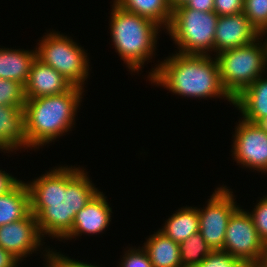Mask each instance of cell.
I'll return each mask as SVG.
<instances>
[{"mask_svg":"<svg viewBox=\"0 0 267 267\" xmlns=\"http://www.w3.org/2000/svg\"><path fill=\"white\" fill-rule=\"evenodd\" d=\"M55 168L26 184L30 193V212L37 219L41 236L61 241L72 229L76 213L99 190L85 169L72 165Z\"/></svg>","mask_w":267,"mask_h":267,"instance_id":"cell-1","label":"cell"},{"mask_svg":"<svg viewBox=\"0 0 267 267\" xmlns=\"http://www.w3.org/2000/svg\"><path fill=\"white\" fill-rule=\"evenodd\" d=\"M157 65L149 72V81L167 88L173 94L200 100L223 98L233 104V99L221 84L216 57L176 52Z\"/></svg>","mask_w":267,"mask_h":267,"instance_id":"cell-2","label":"cell"},{"mask_svg":"<svg viewBox=\"0 0 267 267\" xmlns=\"http://www.w3.org/2000/svg\"><path fill=\"white\" fill-rule=\"evenodd\" d=\"M83 92V88L72 86L63 94L26 100L24 113L28 148L39 149L72 130Z\"/></svg>","mask_w":267,"mask_h":267,"instance_id":"cell-3","label":"cell"},{"mask_svg":"<svg viewBox=\"0 0 267 267\" xmlns=\"http://www.w3.org/2000/svg\"><path fill=\"white\" fill-rule=\"evenodd\" d=\"M112 4L111 40L126 67L138 73L144 62L152 59L162 27L148 18L123 10L114 2Z\"/></svg>","mask_w":267,"mask_h":267,"instance_id":"cell-4","label":"cell"},{"mask_svg":"<svg viewBox=\"0 0 267 267\" xmlns=\"http://www.w3.org/2000/svg\"><path fill=\"white\" fill-rule=\"evenodd\" d=\"M263 36L266 37L261 35L248 45L226 50L215 56L221 84L232 99L264 76L267 69V37L264 39Z\"/></svg>","mask_w":267,"mask_h":267,"instance_id":"cell-5","label":"cell"},{"mask_svg":"<svg viewBox=\"0 0 267 267\" xmlns=\"http://www.w3.org/2000/svg\"><path fill=\"white\" fill-rule=\"evenodd\" d=\"M219 16L184 5L172 10V19L166 32L173 39L177 53L186 55H210L214 51V35ZM209 52V53H208Z\"/></svg>","mask_w":267,"mask_h":267,"instance_id":"cell-6","label":"cell"},{"mask_svg":"<svg viewBox=\"0 0 267 267\" xmlns=\"http://www.w3.org/2000/svg\"><path fill=\"white\" fill-rule=\"evenodd\" d=\"M37 44V59L54 68L73 86L84 88L90 63L84 47L58 31H50Z\"/></svg>","mask_w":267,"mask_h":267,"instance_id":"cell-7","label":"cell"},{"mask_svg":"<svg viewBox=\"0 0 267 267\" xmlns=\"http://www.w3.org/2000/svg\"><path fill=\"white\" fill-rule=\"evenodd\" d=\"M249 267L267 258V246L260 239L248 211L239 207L230 217L223 250Z\"/></svg>","mask_w":267,"mask_h":267,"instance_id":"cell-8","label":"cell"},{"mask_svg":"<svg viewBox=\"0 0 267 267\" xmlns=\"http://www.w3.org/2000/svg\"><path fill=\"white\" fill-rule=\"evenodd\" d=\"M234 198L233 191L221 186L214 190L204 209L197 207L199 232L213 251L223 250L229 219L239 208Z\"/></svg>","mask_w":267,"mask_h":267,"instance_id":"cell-9","label":"cell"},{"mask_svg":"<svg viewBox=\"0 0 267 267\" xmlns=\"http://www.w3.org/2000/svg\"><path fill=\"white\" fill-rule=\"evenodd\" d=\"M231 146L233 159L249 170L267 172V124H254L240 118Z\"/></svg>","mask_w":267,"mask_h":267,"instance_id":"cell-10","label":"cell"},{"mask_svg":"<svg viewBox=\"0 0 267 267\" xmlns=\"http://www.w3.org/2000/svg\"><path fill=\"white\" fill-rule=\"evenodd\" d=\"M36 217L29 212L23 219L0 227V247L22 262L44 244Z\"/></svg>","mask_w":267,"mask_h":267,"instance_id":"cell-11","label":"cell"},{"mask_svg":"<svg viewBox=\"0 0 267 267\" xmlns=\"http://www.w3.org/2000/svg\"><path fill=\"white\" fill-rule=\"evenodd\" d=\"M261 34L242 12L218 18L214 35L215 56L226 50L248 45Z\"/></svg>","mask_w":267,"mask_h":267,"instance_id":"cell-12","label":"cell"},{"mask_svg":"<svg viewBox=\"0 0 267 267\" xmlns=\"http://www.w3.org/2000/svg\"><path fill=\"white\" fill-rule=\"evenodd\" d=\"M103 192L98 191L75 215L72 229L62 238L69 240L84 234H98L109 226L111 222L112 208L106 200Z\"/></svg>","mask_w":267,"mask_h":267,"instance_id":"cell-13","label":"cell"},{"mask_svg":"<svg viewBox=\"0 0 267 267\" xmlns=\"http://www.w3.org/2000/svg\"><path fill=\"white\" fill-rule=\"evenodd\" d=\"M73 85L51 66L35 59L25 84L26 99L59 95Z\"/></svg>","mask_w":267,"mask_h":267,"instance_id":"cell-14","label":"cell"},{"mask_svg":"<svg viewBox=\"0 0 267 267\" xmlns=\"http://www.w3.org/2000/svg\"><path fill=\"white\" fill-rule=\"evenodd\" d=\"M242 119L254 124H267V78L259 77L233 99Z\"/></svg>","mask_w":267,"mask_h":267,"instance_id":"cell-15","label":"cell"},{"mask_svg":"<svg viewBox=\"0 0 267 267\" xmlns=\"http://www.w3.org/2000/svg\"><path fill=\"white\" fill-rule=\"evenodd\" d=\"M23 147L28 149L24 107L0 105V151L16 152Z\"/></svg>","mask_w":267,"mask_h":267,"instance_id":"cell-16","label":"cell"},{"mask_svg":"<svg viewBox=\"0 0 267 267\" xmlns=\"http://www.w3.org/2000/svg\"><path fill=\"white\" fill-rule=\"evenodd\" d=\"M36 58V50L0 48V78L25 86Z\"/></svg>","mask_w":267,"mask_h":267,"instance_id":"cell-17","label":"cell"},{"mask_svg":"<svg viewBox=\"0 0 267 267\" xmlns=\"http://www.w3.org/2000/svg\"><path fill=\"white\" fill-rule=\"evenodd\" d=\"M30 212V193L26 182L19 180L0 195V227L23 219Z\"/></svg>","mask_w":267,"mask_h":267,"instance_id":"cell-18","label":"cell"},{"mask_svg":"<svg viewBox=\"0 0 267 267\" xmlns=\"http://www.w3.org/2000/svg\"><path fill=\"white\" fill-rule=\"evenodd\" d=\"M142 247L147 252L152 267H182L179 243L161 231L150 235Z\"/></svg>","mask_w":267,"mask_h":267,"instance_id":"cell-19","label":"cell"},{"mask_svg":"<svg viewBox=\"0 0 267 267\" xmlns=\"http://www.w3.org/2000/svg\"><path fill=\"white\" fill-rule=\"evenodd\" d=\"M159 231L179 244L186 241L191 235L199 232L197 207H181L166 220Z\"/></svg>","mask_w":267,"mask_h":267,"instance_id":"cell-20","label":"cell"},{"mask_svg":"<svg viewBox=\"0 0 267 267\" xmlns=\"http://www.w3.org/2000/svg\"><path fill=\"white\" fill-rule=\"evenodd\" d=\"M127 12L148 18L160 27L168 29L172 19V9L167 0H113Z\"/></svg>","mask_w":267,"mask_h":267,"instance_id":"cell-21","label":"cell"},{"mask_svg":"<svg viewBox=\"0 0 267 267\" xmlns=\"http://www.w3.org/2000/svg\"><path fill=\"white\" fill-rule=\"evenodd\" d=\"M179 245L182 267L197 266L213 251L200 232L191 235L186 241L181 242Z\"/></svg>","mask_w":267,"mask_h":267,"instance_id":"cell-22","label":"cell"},{"mask_svg":"<svg viewBox=\"0 0 267 267\" xmlns=\"http://www.w3.org/2000/svg\"><path fill=\"white\" fill-rule=\"evenodd\" d=\"M26 100L23 84L0 78V105L24 107Z\"/></svg>","mask_w":267,"mask_h":267,"instance_id":"cell-23","label":"cell"},{"mask_svg":"<svg viewBox=\"0 0 267 267\" xmlns=\"http://www.w3.org/2000/svg\"><path fill=\"white\" fill-rule=\"evenodd\" d=\"M243 13L261 35H267V0H244Z\"/></svg>","mask_w":267,"mask_h":267,"instance_id":"cell-24","label":"cell"},{"mask_svg":"<svg viewBox=\"0 0 267 267\" xmlns=\"http://www.w3.org/2000/svg\"><path fill=\"white\" fill-rule=\"evenodd\" d=\"M195 267H249L244 261L222 250H214Z\"/></svg>","mask_w":267,"mask_h":267,"instance_id":"cell-25","label":"cell"},{"mask_svg":"<svg viewBox=\"0 0 267 267\" xmlns=\"http://www.w3.org/2000/svg\"><path fill=\"white\" fill-rule=\"evenodd\" d=\"M264 197V198H263ZM253 210L248 213L253 219L254 226L260 239L267 246V195L263 196Z\"/></svg>","mask_w":267,"mask_h":267,"instance_id":"cell-26","label":"cell"},{"mask_svg":"<svg viewBox=\"0 0 267 267\" xmlns=\"http://www.w3.org/2000/svg\"><path fill=\"white\" fill-rule=\"evenodd\" d=\"M122 259L118 267H152L149 256L143 247L129 248L125 251Z\"/></svg>","mask_w":267,"mask_h":267,"instance_id":"cell-27","label":"cell"},{"mask_svg":"<svg viewBox=\"0 0 267 267\" xmlns=\"http://www.w3.org/2000/svg\"><path fill=\"white\" fill-rule=\"evenodd\" d=\"M244 0H214V12L219 16L236 15L243 12Z\"/></svg>","mask_w":267,"mask_h":267,"instance_id":"cell-28","label":"cell"},{"mask_svg":"<svg viewBox=\"0 0 267 267\" xmlns=\"http://www.w3.org/2000/svg\"><path fill=\"white\" fill-rule=\"evenodd\" d=\"M46 253L43 254L46 258L44 259L46 262V266L44 267H64V255L50 250V248H45Z\"/></svg>","mask_w":267,"mask_h":267,"instance_id":"cell-29","label":"cell"},{"mask_svg":"<svg viewBox=\"0 0 267 267\" xmlns=\"http://www.w3.org/2000/svg\"><path fill=\"white\" fill-rule=\"evenodd\" d=\"M185 7L203 12L214 11V0H187Z\"/></svg>","mask_w":267,"mask_h":267,"instance_id":"cell-30","label":"cell"},{"mask_svg":"<svg viewBox=\"0 0 267 267\" xmlns=\"http://www.w3.org/2000/svg\"><path fill=\"white\" fill-rule=\"evenodd\" d=\"M19 179L0 169V195L9 191Z\"/></svg>","mask_w":267,"mask_h":267,"instance_id":"cell-31","label":"cell"},{"mask_svg":"<svg viewBox=\"0 0 267 267\" xmlns=\"http://www.w3.org/2000/svg\"><path fill=\"white\" fill-rule=\"evenodd\" d=\"M20 261L0 247V267H18Z\"/></svg>","mask_w":267,"mask_h":267,"instance_id":"cell-32","label":"cell"},{"mask_svg":"<svg viewBox=\"0 0 267 267\" xmlns=\"http://www.w3.org/2000/svg\"><path fill=\"white\" fill-rule=\"evenodd\" d=\"M64 267H99L96 266L94 264H90V263H85V262H81V261H77V260H73L70 257H67L64 255Z\"/></svg>","mask_w":267,"mask_h":267,"instance_id":"cell-33","label":"cell"},{"mask_svg":"<svg viewBox=\"0 0 267 267\" xmlns=\"http://www.w3.org/2000/svg\"><path fill=\"white\" fill-rule=\"evenodd\" d=\"M170 8L174 10L178 6L184 5L187 0H167Z\"/></svg>","mask_w":267,"mask_h":267,"instance_id":"cell-34","label":"cell"},{"mask_svg":"<svg viewBox=\"0 0 267 267\" xmlns=\"http://www.w3.org/2000/svg\"><path fill=\"white\" fill-rule=\"evenodd\" d=\"M250 267H267V258L261 260L260 262L254 264V265H251Z\"/></svg>","mask_w":267,"mask_h":267,"instance_id":"cell-35","label":"cell"}]
</instances>
